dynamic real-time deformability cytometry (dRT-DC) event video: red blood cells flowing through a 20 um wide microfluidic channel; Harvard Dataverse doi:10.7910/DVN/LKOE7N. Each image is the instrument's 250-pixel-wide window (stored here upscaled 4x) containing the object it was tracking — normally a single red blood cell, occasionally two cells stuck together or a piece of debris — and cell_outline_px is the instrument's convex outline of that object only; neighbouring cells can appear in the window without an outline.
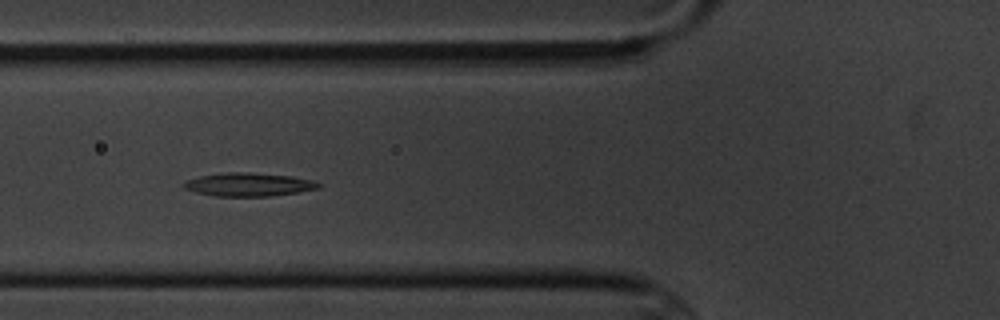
{"species": "common noctule bat (a hibernating species)", "species_latin": "Nyctalus noctula", "temperature_condition": "cold", "stored_images_in_passage": 6, "camera_frame_rate_fps": 3000, "um_per_image_px": 0.085, "animal": {"sex": "male", "body_mass_g": 20.1, "forearm_length_mm": 53.5}, "frame": {"image": 1, "passage_image": 6, "time_ms": 5.667, "image_size_px": [1000, 320], "cell_outline_px": [[320, 188], [296, 192], [268, 196], [212, 196], [196, 192], [184, 188], [180, 184], [188, 180], [200, 176], [224, 172], [252, 172], [292, 176], [312, 180], [320, 184]], "centroid_in_image_um": [21.1, 15.68], "position_along_channel_um": 104.7, "area_um2": 18.32}}